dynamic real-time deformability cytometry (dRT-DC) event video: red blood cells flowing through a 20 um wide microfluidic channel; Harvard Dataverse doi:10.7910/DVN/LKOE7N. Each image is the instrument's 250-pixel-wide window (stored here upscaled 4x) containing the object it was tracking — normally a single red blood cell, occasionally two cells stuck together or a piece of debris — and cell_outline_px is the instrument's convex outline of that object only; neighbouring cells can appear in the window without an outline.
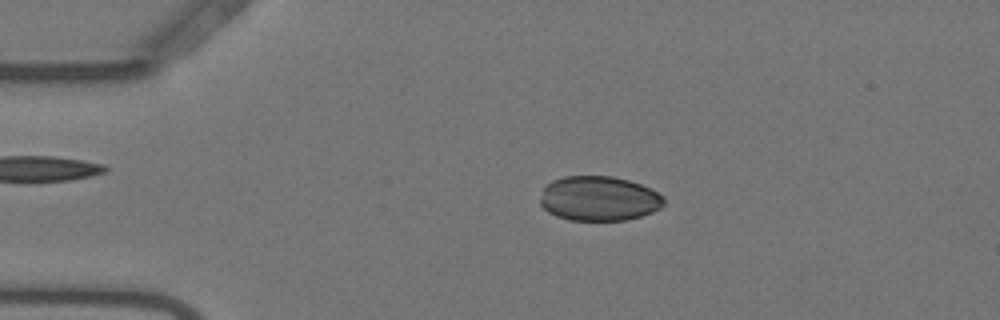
{"species": "Egyptian fruit bat (a non-hibernating species)", "species_latin": "Rousettus aegyptiacus", "temperature_condition": "warm", "stored_images_in_passage": 53, "camera_frame_rate_fps": 3000, "um_per_image_px": 0.085, "animal": {"sex": "female"}, "frame": {"image": 1, "passage_image": 10, "time_ms": 3.0, "image_size_px": [1000, 320], "cell_outline_px": [[664, 204], [660, 208], [652, 212], [640, 216], [624, 220], [568, 220], [556, 216], [548, 212], [540, 204], [540, 200], [544, 188], [552, 180], [564, 176], [612, 176], [628, 180], [652, 188], [664, 196]], "centroid_in_image_um": [50.92, 16.87], "position_along_channel_um": 34.1, "area_um2": 32.31}}
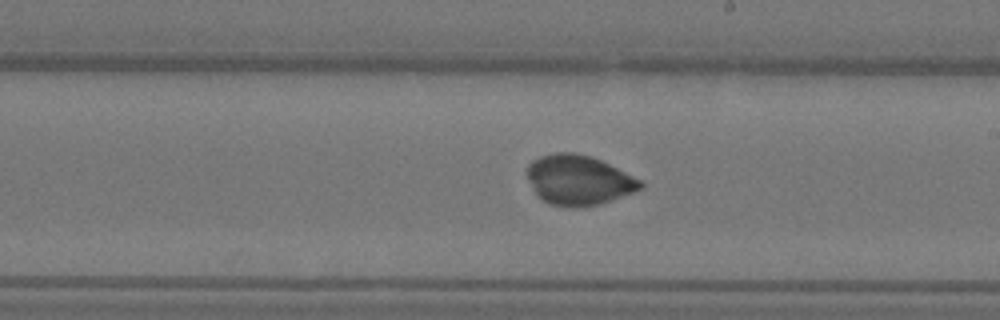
{"frame": {"image": 2, "passage_image": 30, "time_ms": 9.667, "image_size_px": [1000, 320], "cell_outline_px": [[644, 188], [600, 204], [580, 208], [568, 208], [548, 204], [536, 196], [528, 180], [528, 164], [532, 160], [540, 156], [556, 152], [576, 152], [592, 156], [640, 180], [644, 184]], "centroid_in_image_um": [49.14, 15.32], "position_along_channel_um": 239.9, "area_um2": 33.18}}
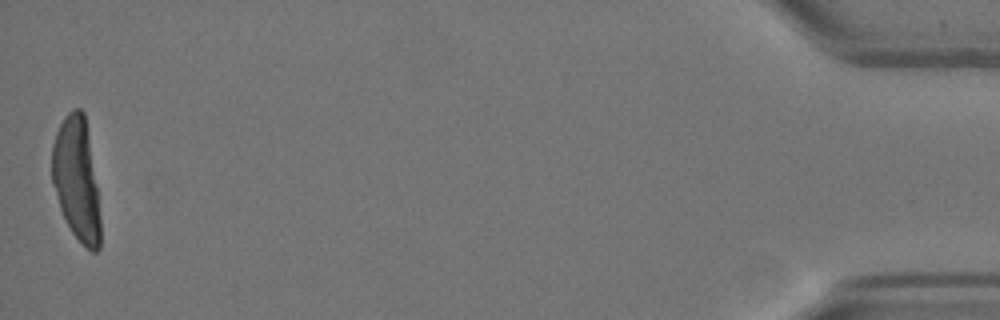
{"frame": {"image": 3, "passage_image": 53, "time_ms": 17.333, "image_size_px": [1000, 320], "cell_outline_px": [[100, 248], [96, 252], [92, 252], [72, 232], [60, 208], [52, 184], [52, 144], [56, 132], [64, 116], [72, 108], [80, 108], [84, 112], [88, 136], [96, 188], [100, 216]], "centroid_in_image_um": [6.48, 15.21], "position_along_channel_um": 428.7, "area_um2": 34.04}}